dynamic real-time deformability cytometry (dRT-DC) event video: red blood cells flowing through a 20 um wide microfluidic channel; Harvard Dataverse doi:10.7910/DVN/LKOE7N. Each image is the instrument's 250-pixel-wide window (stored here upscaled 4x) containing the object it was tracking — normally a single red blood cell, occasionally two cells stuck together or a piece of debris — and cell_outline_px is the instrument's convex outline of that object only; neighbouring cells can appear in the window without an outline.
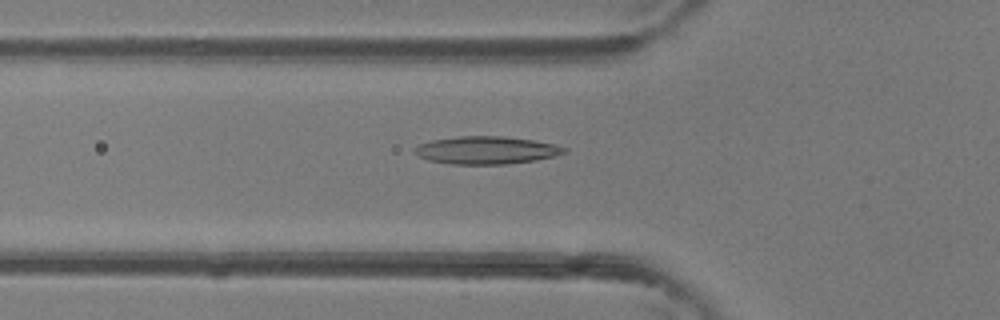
{"species": "common noctule bat (a hibernating species)", "species_latin": "Nyctalus noctula", "temperature_condition": "room temperature", "stored_images_in_passage": 41, "camera_frame_rate_fps": 3000, "um_per_image_px": 0.085, "animal": {"sex": "female"}, "frame": {"image": 1, "passage_image": 15, "time_ms": 4.667, "image_size_px": [1000, 320], "cell_outline_px": [[568, 152], [536, 160], [508, 164], [452, 164], [428, 160], [412, 152], [412, 148], [420, 144], [432, 140], [460, 136], [504, 136], [532, 140], [556, 144], [568, 148]], "centroid_in_image_um": [41.34, 12.76], "position_along_channel_um": 84.5, "area_um2": 24.22}}
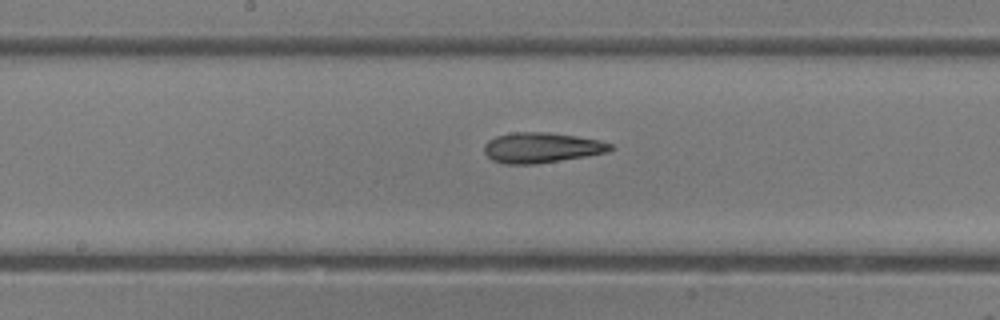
{"frame": {"image": 2, "passage_image": 23, "time_ms": 7.333, "image_size_px": [1000, 320], "cell_outline_px": [[616, 148], [608, 152], [588, 156], [536, 164], [504, 164], [492, 160], [484, 152], [484, 144], [488, 140], [496, 136], [512, 132], [548, 132], [576, 136], [600, 140], [612, 144]], "centroid_in_image_um": [46.05, 12.55], "position_along_channel_um": 202.2, "area_um2": 22.54}}
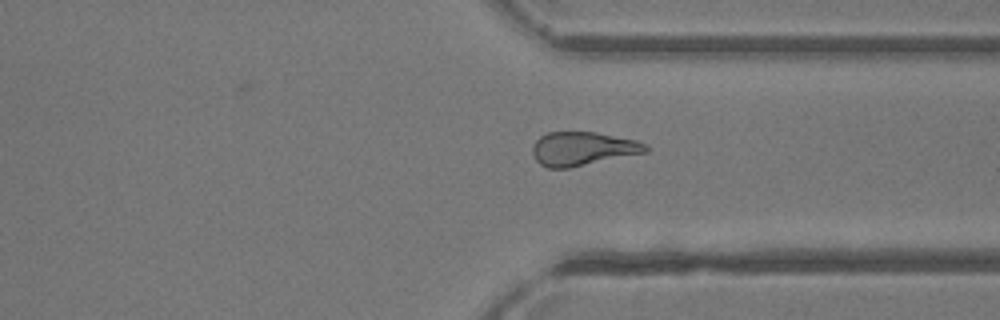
{"frame": {"image": 3, "passage_image": 34, "time_ms": 11.0, "image_size_px": [1000, 320], "cell_outline_px": [[648, 152], [568, 168], [548, 168], [540, 164], [536, 160], [532, 152], [532, 148], [536, 140], [540, 136], [548, 132], [596, 132], [636, 140], [648, 144]], "centroid_in_image_um": [49.54, 12.64], "position_along_channel_um": 361.9, "area_um2": 22.25}}